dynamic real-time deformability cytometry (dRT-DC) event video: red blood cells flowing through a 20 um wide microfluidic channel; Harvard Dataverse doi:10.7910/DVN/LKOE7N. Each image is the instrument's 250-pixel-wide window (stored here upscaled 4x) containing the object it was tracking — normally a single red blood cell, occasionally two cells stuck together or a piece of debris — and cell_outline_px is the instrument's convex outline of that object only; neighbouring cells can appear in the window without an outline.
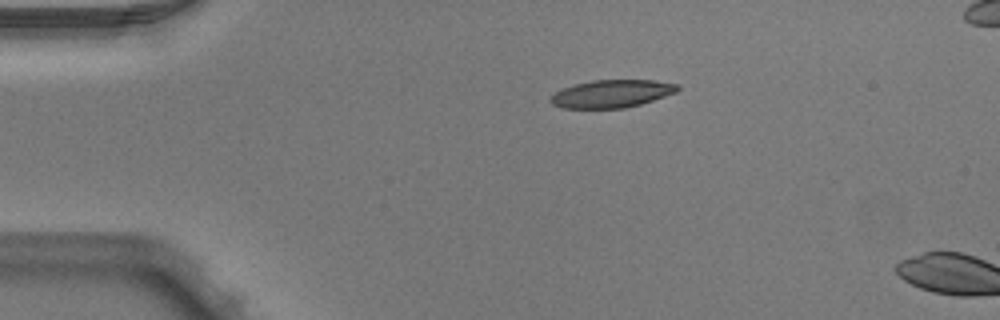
{"species": "Egyptian fruit bat (a non-hibernating species)", "species_latin": "Rousettus aegyptiacus", "temperature_condition": "warm", "stored_images_in_passage": 42, "camera_frame_rate_fps": 3000, "um_per_image_px": 0.085, "animal": {"sex": "male"}, "frame": {"image": 1, "passage_image": 1, "time_ms": 0.0, "image_size_px": [1000, 320], "cell_outline_px": [[680, 88], [676, 92], [640, 104], [624, 108], [560, 108], [552, 104], [548, 100], [556, 92], [564, 88], [576, 84], [592, 80], [656, 80], [680, 84]], "centroid_in_image_um": [52.01, 7.96], "position_along_channel_um": 33.0, "area_um2": 20.46}}
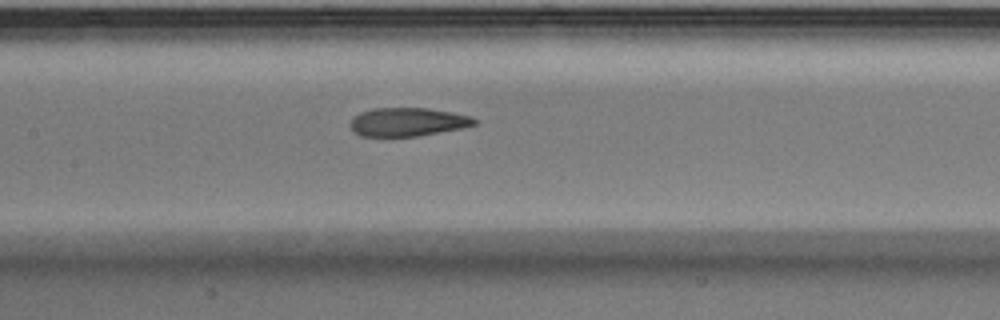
{"frame": {"image": 2, "passage_image": 15, "time_ms": 4.667, "image_size_px": [1000, 320], "cell_outline_px": [[480, 120], [476, 124], [464, 128], [416, 136], [360, 136], [352, 132], [352, 116], [360, 112], [372, 108], [428, 108], [452, 112], [472, 116]], "centroid_in_image_um": [34.69, 10.36], "position_along_channel_um": 172.7, "area_um2": 20.81}}
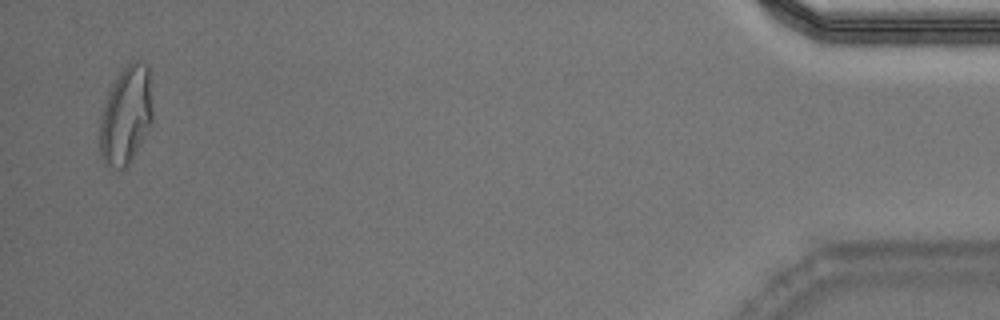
{"frame": {"image": 3, "passage_image": 40, "time_ms": 13.0, "image_size_px": [1000, 320], "cell_outline_px": [[152, 124], [132, 160], [124, 168], [120, 168], [104, 164], [100, 152], [100, 120], [104, 104], [108, 92], [116, 76], [132, 60], [144, 60], [148, 64], [152, 108]], "centroid_in_image_um": [10.72, 9.77], "position_along_channel_um": 424.5, "area_um2": 30.35}}